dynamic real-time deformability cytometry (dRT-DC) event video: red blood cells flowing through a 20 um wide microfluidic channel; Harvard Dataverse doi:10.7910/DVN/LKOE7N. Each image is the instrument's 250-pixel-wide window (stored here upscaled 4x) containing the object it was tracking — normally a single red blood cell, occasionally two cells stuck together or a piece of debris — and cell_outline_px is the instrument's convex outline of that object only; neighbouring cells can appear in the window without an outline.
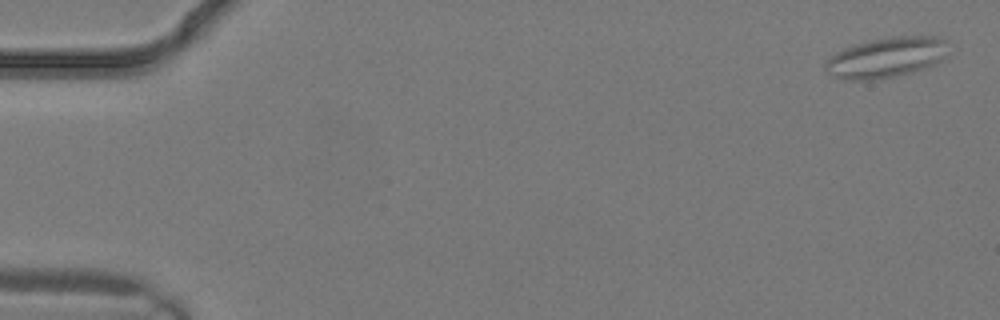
{"species": "common noctule bat (a hibernating species)", "species_latin": "Nyctalus noctula", "temperature_condition": "warm", "stored_images_in_passage": 2, "camera_frame_rate_fps": 3000, "um_per_image_px": 0.085, "animal": {"sex": "male", "body_mass_g": 19.2, "forearm_length_mm": 51.8}, "frame": {"image": 1, "passage_image": 1, "time_ms": 0.0, "image_size_px": [1000, 320], "cell_outline_px": [[944, 40], [940, 60], [924, 68], [912, 72], [876, 80], [844, 80], [828, 72], [824, 68], [824, 64], [836, 52], [844, 48], [856, 44], [872, 40], [896, 36], [944, 36]], "centroid_in_image_um": [75.26, 4.89], "position_along_channel_um": 9.7, "area_um2": 28.15}}